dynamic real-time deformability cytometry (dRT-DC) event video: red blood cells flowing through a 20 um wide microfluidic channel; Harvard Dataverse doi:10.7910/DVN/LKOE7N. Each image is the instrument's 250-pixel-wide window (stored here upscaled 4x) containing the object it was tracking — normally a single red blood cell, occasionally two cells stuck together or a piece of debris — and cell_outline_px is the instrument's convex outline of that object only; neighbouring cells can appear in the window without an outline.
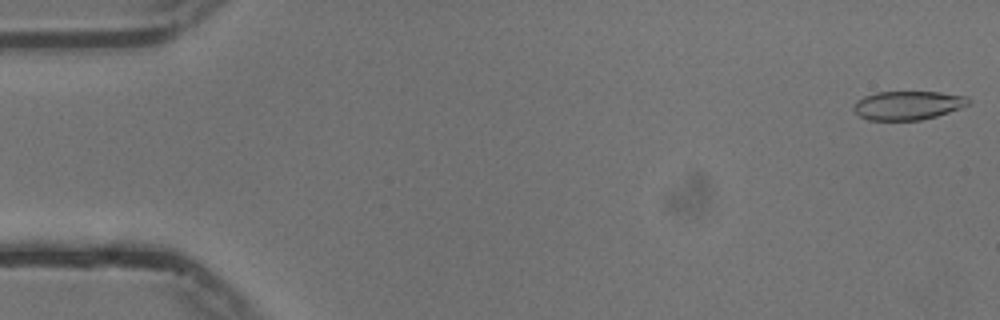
{"species": "common noctule bat (a hibernating species)", "species_latin": "Nyctalus noctula", "temperature_condition": "cold", "stored_images_in_passage": 47, "camera_frame_rate_fps": 3000, "um_per_image_px": 0.085, "animal": {"sex": "male", "body_mass_g": 13.3}, "frame": {"image": 1, "passage_image": 1, "time_ms": 0.0, "image_size_px": [1000, 320], "cell_outline_px": [[972, 100], [968, 104], [960, 108], [936, 116], [920, 120], [868, 120], [860, 116], [852, 108], [856, 100], [864, 96], [876, 92], [940, 92], [964, 96]], "centroid_in_image_um": [77.14, 8.95], "position_along_channel_um": 7.9, "area_um2": 19.19}}
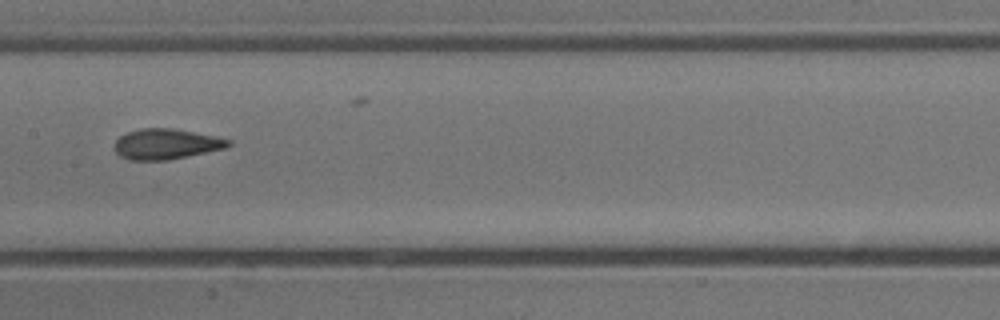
{"frame": {"image": 2, "passage_image": 27, "time_ms": 8.667, "image_size_px": [1000, 320], "cell_outline_px": [[232, 144], [228, 148], [168, 160], [128, 160], [120, 156], [112, 148], [116, 140], [120, 136], [128, 132], [140, 128], [172, 128], [216, 136], [232, 140]], "centroid_in_image_um": [14.13, 12.25], "position_along_channel_um": 193.3, "area_um2": 20.46}}
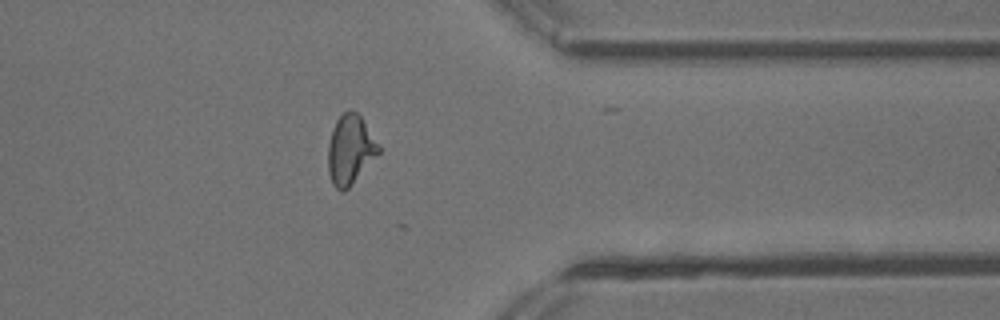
{"frame": {"image": 3, "passage_image": 43, "time_ms": 14.0, "image_size_px": [1000, 320], "cell_outline_px": [[380, 152], [352, 184], [344, 192], [340, 192], [332, 184], [328, 172], [328, 144], [332, 128], [336, 120], [344, 112], [356, 112], [360, 116], [380, 148]], "centroid_in_image_um": [29.73, 12.77], "position_along_channel_um": 381.7, "area_um2": 20.11}, "authors_computed_cell_mechanics": {"area_um2": 20.23, "velocity_mm_per_s": 3.7404, "shape_relaxation_time_tau1_ms": 6.6454, "shape_relaxation_time_tau2_ms": 1.6276, "deformation_change_tau1": 0.1748, "deformation_change_tau2": 0.0812}}